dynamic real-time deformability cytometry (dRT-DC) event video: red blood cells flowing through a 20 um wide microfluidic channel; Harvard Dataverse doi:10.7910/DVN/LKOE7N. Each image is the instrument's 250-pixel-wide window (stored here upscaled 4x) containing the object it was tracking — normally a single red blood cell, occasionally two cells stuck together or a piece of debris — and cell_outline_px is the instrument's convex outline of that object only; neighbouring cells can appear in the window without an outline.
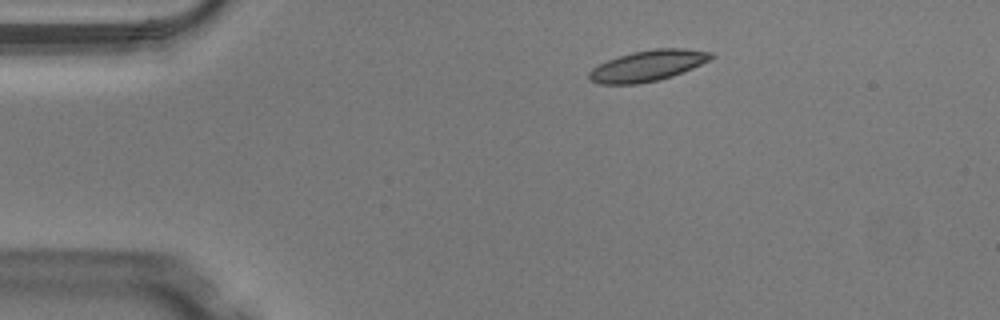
{"species": "Egyptian fruit bat (a non-hibernating species)", "species_latin": "Rousettus aegyptiacus", "temperature_condition": "warm", "stored_images_in_passage": 43, "camera_frame_rate_fps": 3000, "um_per_image_px": 0.085, "animal": {"sex": "male"}, "frame": {"image": 1, "passage_image": 3, "time_ms": 0.667, "image_size_px": [1000, 320], "cell_outline_px": [[716, 56], [692, 68], [672, 76], [660, 80], [636, 84], [600, 84], [588, 80], [588, 72], [592, 68], [608, 60], [632, 52], [656, 48], [684, 48], [712, 52]], "centroid_in_image_um": [55.04, 5.59], "position_along_channel_um": 30.0, "area_um2": 21.91}}
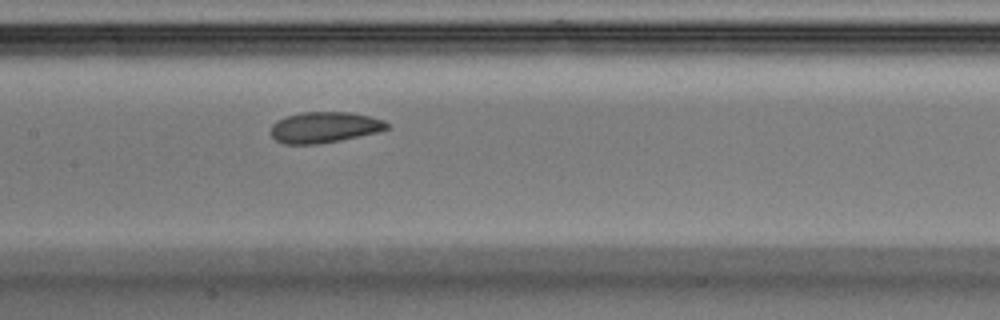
{"frame": {"image": 2, "passage_image": 18, "time_ms": 5.667, "image_size_px": [1000, 320], "cell_outline_px": [[392, 128], [380, 132], [320, 144], [284, 144], [276, 140], [268, 132], [272, 124], [276, 120], [284, 116], [300, 112], [352, 112], [384, 120]], "centroid_in_image_um": [27.56, 10.82], "position_along_channel_um": 179.8, "area_um2": 21.33}}
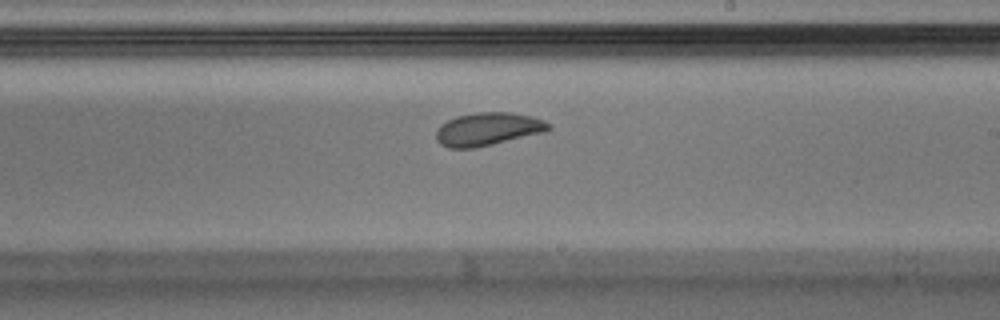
{"frame": {"image": 3, "passage_image": 23, "time_ms": 7.333, "image_size_px": [1000, 320], "cell_outline_px": [[552, 128], [544, 132], [476, 148], [448, 148], [440, 144], [436, 140], [436, 132], [440, 124], [456, 116], [476, 112], [508, 112], [532, 116], [544, 120], [552, 124]], "centroid_in_image_um": [41.47, 10.97], "position_along_channel_um": 247.5, "area_um2": 21.79}, "authors_computed_cell_mechanics": {"area_um2": 21.9062, "velocity_mm_per_s": 4.0783, "shape_relaxation_time_tau1_ms": 2.5678, "shape_relaxation_time_tau2_ms": 2.0004, "deformation_change_tau1": 0.0754, "deformation_change_tau2": 0.0772}}